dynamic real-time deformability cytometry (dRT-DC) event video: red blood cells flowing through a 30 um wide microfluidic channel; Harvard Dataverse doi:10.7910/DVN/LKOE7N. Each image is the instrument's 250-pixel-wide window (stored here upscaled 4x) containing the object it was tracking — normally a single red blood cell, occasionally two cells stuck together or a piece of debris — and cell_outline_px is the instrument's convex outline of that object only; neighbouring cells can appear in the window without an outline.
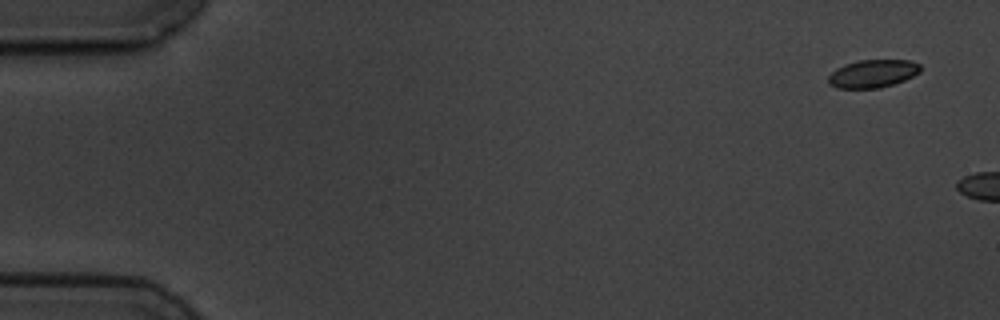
{"species": "common noctule bat (a hibernating species)", "species_latin": "Nyctalus noctula", "temperature_condition": "cold", "stored_images_in_passage": 2, "camera_frame_rate_fps": 3000, "um_per_image_px": 0.085, "animal": {"sex": "male", "body_mass_g": 19.5, "forearm_length_mm": 54.6}, "frame": {"image": 1, "passage_image": 1, "time_ms": 0.0, "image_size_px": [1000, 320], "cell_outline_px": [[920, 72], [904, 80], [880, 88], [836, 88], [828, 84], [828, 76], [836, 68], [844, 64], [856, 60], [908, 60], [920, 64]], "centroid_in_image_um": [74.15, 6.25], "position_along_channel_um": 10.9, "area_um2": 15.03}}